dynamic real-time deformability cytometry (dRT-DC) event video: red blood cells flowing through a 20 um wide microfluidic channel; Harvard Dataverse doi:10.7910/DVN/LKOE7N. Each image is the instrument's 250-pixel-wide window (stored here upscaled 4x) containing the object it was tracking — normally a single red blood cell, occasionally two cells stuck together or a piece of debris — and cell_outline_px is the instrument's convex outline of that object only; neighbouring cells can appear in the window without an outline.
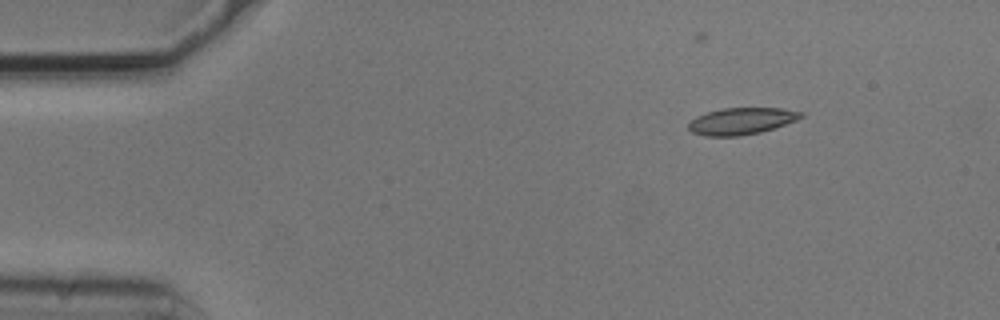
{"species": "common noctule bat (a hibernating species)", "species_latin": "Nyctalus noctula", "temperature_condition": "cold", "stored_images_in_passage": 7, "camera_frame_rate_fps": 3000, "um_per_image_px": 0.085, "animal": {"sex": "male", "body_mass_g": 20.5, "forearm_length_mm": 52.5}, "frame": {"image": 1, "passage_image": 2, "time_ms": 0.333, "image_size_px": [1000, 320], "cell_outline_px": [[804, 116], [796, 120], [760, 132], [736, 136], [704, 136], [692, 132], [688, 128], [688, 124], [696, 116], [708, 112], [724, 108], [780, 108], [804, 112]], "centroid_in_image_um": [63.01, 10.29], "position_along_channel_um": 22.0, "area_um2": 17.34}}
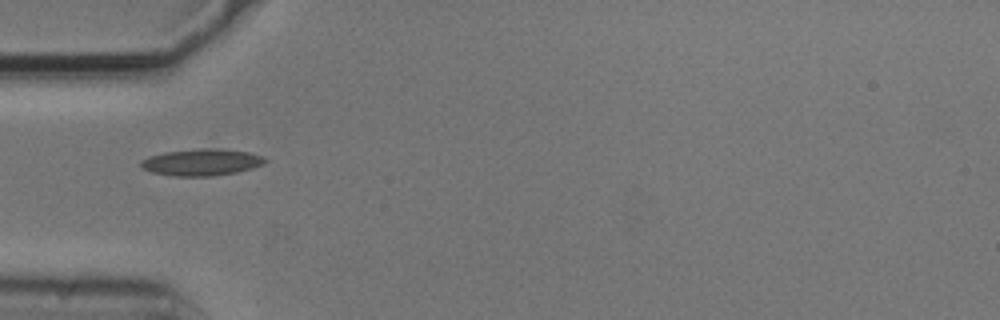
{"frame": {"image": 2, "passage_image": 5, "time_ms": 1.333, "image_size_px": [1000, 320], "cell_outline_px": [[268, 160], [264, 164], [252, 168], [236, 172], [212, 176], [176, 176], [152, 172], [144, 168], [140, 164], [140, 160], [148, 156], [164, 152], [200, 148], [224, 148], [248, 152], [264, 156]], "centroid_in_image_um": [17.17, 13.77], "position_along_channel_um": 67.8, "area_um2": 19.48}}
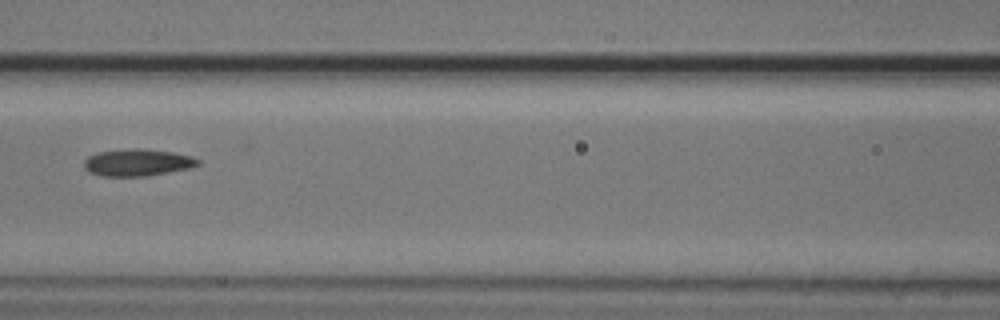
{"frame": {"image": 3, "passage_image": 7, "time_ms": 2.0, "image_size_px": [1000, 320], "cell_outline_px": [[200, 164], [188, 168], [168, 172], [144, 176], [104, 176], [88, 172], [84, 168], [84, 160], [88, 156], [96, 152], [132, 148], [140, 148], [172, 152], [192, 156], [200, 160]], "centroid_in_image_um": [11.66, 13.8], "position_along_channel_um": 154.9, "area_um2": 17.92}}